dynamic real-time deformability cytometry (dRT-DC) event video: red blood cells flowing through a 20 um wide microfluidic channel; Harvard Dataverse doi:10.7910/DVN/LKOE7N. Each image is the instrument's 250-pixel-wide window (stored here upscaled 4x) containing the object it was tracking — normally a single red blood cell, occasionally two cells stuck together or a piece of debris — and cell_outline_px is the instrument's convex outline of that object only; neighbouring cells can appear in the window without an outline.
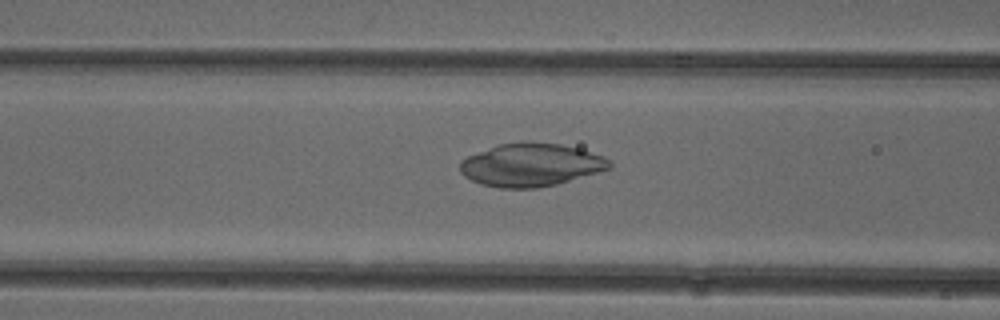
{"species": "common noctule bat (a hibernating species)", "species_latin": "Nyctalus noctula", "temperature_condition": "cold", "stored_images_in_passage": 51, "camera_frame_rate_fps": 3000, "um_per_image_px": 0.085, "animal": {"sex": "female"}, "frame": {"image": 1, "passage_image": 20, "time_ms": 6.333, "image_size_px": [1000, 320], "cell_outline_px": [[612, 168], [556, 184], [536, 188], [500, 188], [480, 184], [464, 176], [460, 172], [460, 160], [468, 156], [500, 144], [520, 140], [528, 140], [560, 144], [580, 148], [604, 156], [612, 160]], "centroid_in_image_um": [45.15, 14.0], "position_along_channel_um": 121.4, "area_um2": 37.86}}
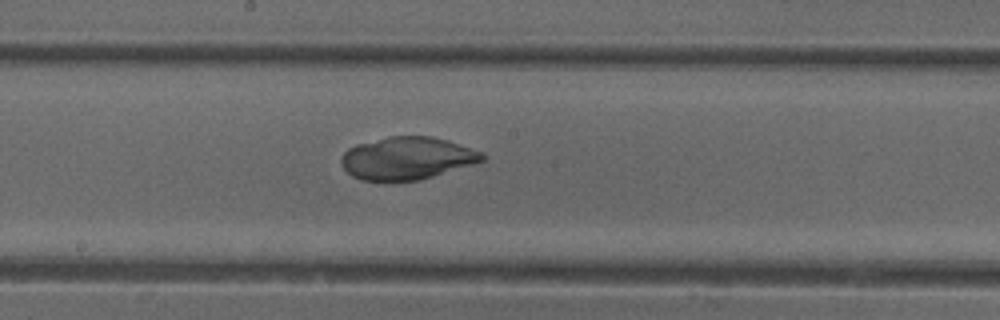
{"frame": {"image": 2, "passage_image": 27, "time_ms": 8.667, "image_size_px": [1000, 320], "cell_outline_px": [[484, 160], [472, 164], [420, 180], [360, 180], [352, 176], [344, 168], [340, 160], [340, 156], [348, 148], [356, 144], [388, 136], [432, 136], [448, 140], [484, 152]], "centroid_in_image_um": [34.58, 13.43], "position_along_channel_um": 213.6, "area_um2": 34.91}}
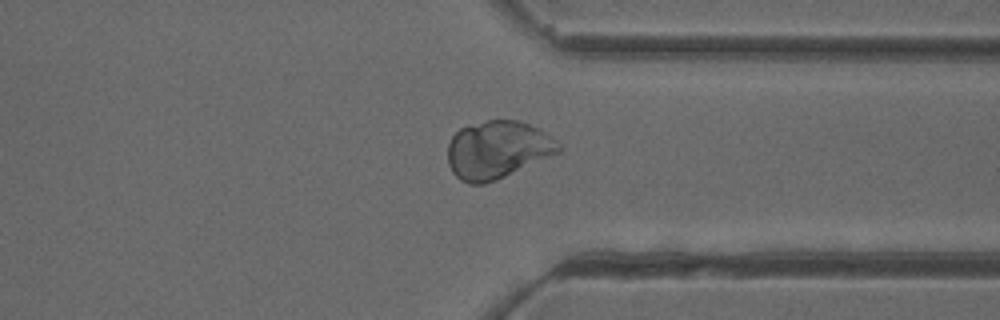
{"frame": {"image": 3, "passage_image": 39, "time_ms": 12.667, "image_size_px": [1000, 320], "cell_outline_px": [[564, 152], [496, 180], [484, 184], [468, 184], [460, 180], [452, 172], [448, 164], [448, 144], [452, 136], [460, 128], [468, 124], [488, 120], [516, 120], [540, 128], [556, 140], [564, 148]], "centroid_in_image_um": [42.33, 12.73], "position_along_channel_um": 369.1, "area_um2": 37.97}}